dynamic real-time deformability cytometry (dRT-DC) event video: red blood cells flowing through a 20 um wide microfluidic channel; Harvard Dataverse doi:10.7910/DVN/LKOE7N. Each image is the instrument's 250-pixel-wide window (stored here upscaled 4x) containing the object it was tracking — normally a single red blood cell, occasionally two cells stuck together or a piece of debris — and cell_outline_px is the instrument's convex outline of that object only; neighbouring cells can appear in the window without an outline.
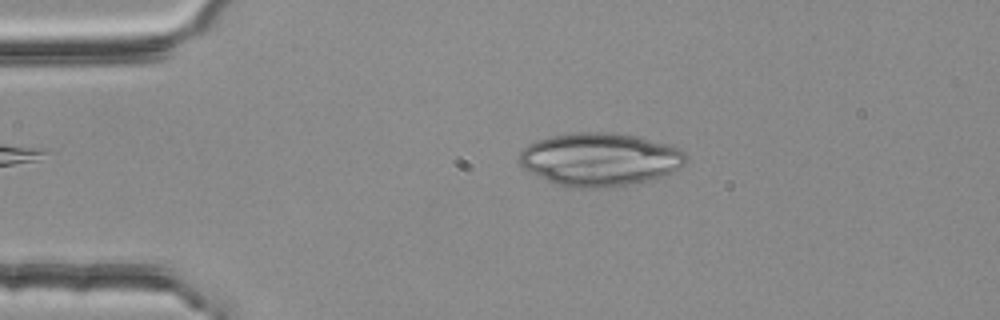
{"species": "common noctule bat (a hibernating species)", "species_latin": "Nyctalus noctula", "temperature_condition": "room temperature", "stored_images_in_passage": 3, "camera_frame_rate_fps": 3000, "um_per_image_px": 0.085, "animal": {"sex": "female", "body_mass_g": 25.1}, "frame": {"image": 1, "passage_image": 2, "time_ms": 0.333, "image_size_px": [1000, 320], "cell_outline_px": [[688, 160], [684, 164], [672, 172], [648, 180], [632, 184], [608, 188], [580, 188], [556, 184], [524, 168], [520, 164], [520, 152], [528, 144], [536, 140], [548, 136], [572, 132], [608, 132], [632, 136], [668, 144], [680, 148], [688, 156]], "centroid_in_image_um": [50.99, 13.54], "position_along_channel_um": 34.0, "area_um2": 51.44}}